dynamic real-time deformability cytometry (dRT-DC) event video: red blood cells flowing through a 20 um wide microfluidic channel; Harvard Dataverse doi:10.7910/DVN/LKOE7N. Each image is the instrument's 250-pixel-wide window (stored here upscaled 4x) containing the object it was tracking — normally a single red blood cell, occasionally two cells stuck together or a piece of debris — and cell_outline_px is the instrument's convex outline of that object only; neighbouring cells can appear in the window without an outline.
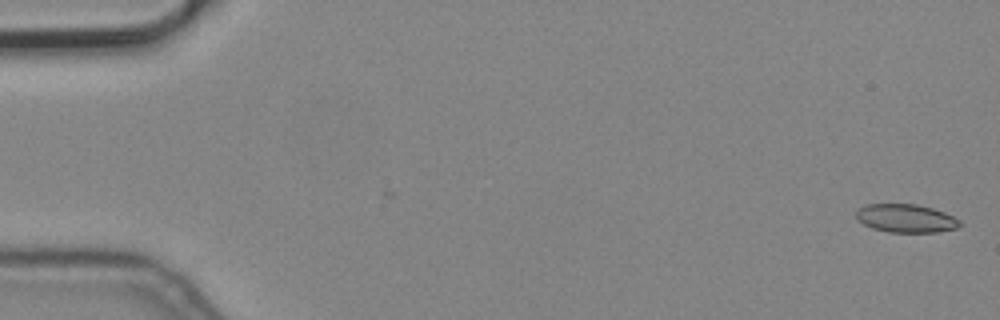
{"species": "common noctule bat (a hibernating species)", "species_latin": "Nyctalus noctula", "temperature_condition": "cold", "stored_images_in_passage": 5, "camera_frame_rate_fps": 3000, "um_per_image_px": 0.085, "animal": {"sex": "male", "body_mass_g": 19.2, "forearm_length_mm": 51.8}, "frame": {"image": 1, "passage_image": 1, "time_ms": 0.0, "image_size_px": [1000, 320], "cell_outline_px": [[960, 224], [956, 228], [940, 232], [888, 232], [872, 228], [864, 224], [856, 216], [856, 208], [864, 204], [916, 204], [932, 208], [944, 212], [960, 220]], "centroid_in_image_um": [76.98, 18.55], "position_along_channel_um": 8.0, "area_um2": 17.11}}
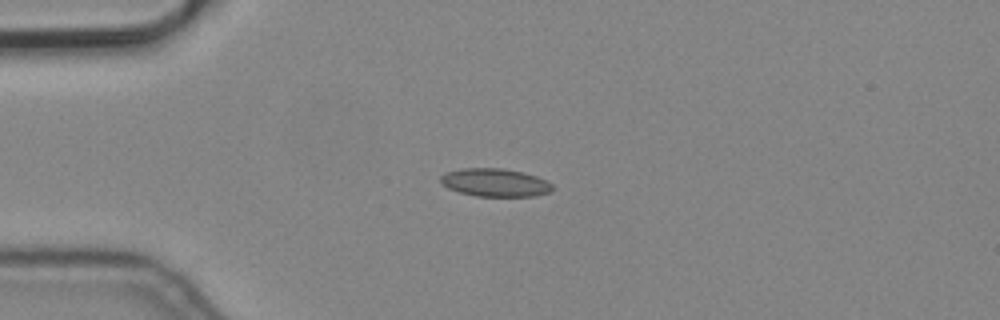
{"frame": {"image": 2, "passage_image": 4, "time_ms": 1.0, "image_size_px": [1000, 320], "cell_outline_px": [[552, 188], [548, 192], [532, 196], [476, 196], [460, 192], [448, 188], [440, 184], [440, 176], [444, 172], [464, 168], [504, 168], [524, 172], [536, 176], [552, 184]], "centroid_in_image_um": [42.02, 15.5], "position_along_channel_um": 43.0, "area_um2": 18.26}}